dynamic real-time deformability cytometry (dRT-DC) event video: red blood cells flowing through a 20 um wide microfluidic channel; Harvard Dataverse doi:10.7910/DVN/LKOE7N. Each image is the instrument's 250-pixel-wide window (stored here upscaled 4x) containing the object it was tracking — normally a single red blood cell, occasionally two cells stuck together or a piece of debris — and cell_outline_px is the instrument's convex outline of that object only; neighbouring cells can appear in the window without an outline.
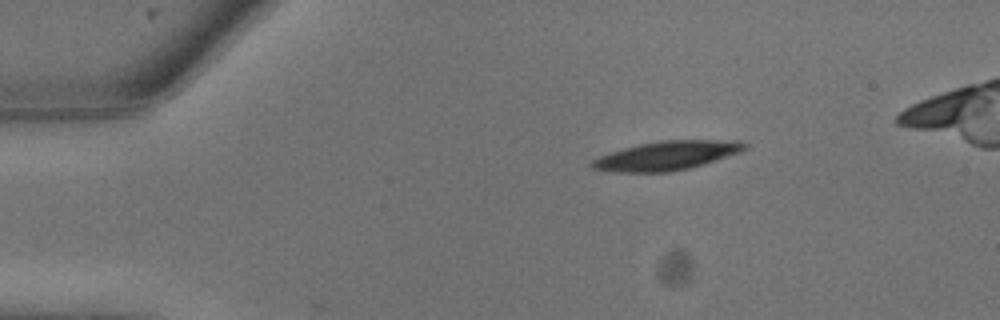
{"species": "common noctule bat (a hibernating species)", "species_latin": "Nyctalus noctula", "temperature_condition": "warm", "stored_images_in_passage": 7, "camera_frame_rate_fps": 3000, "um_per_image_px": 0.085, "animal": {"sex": "male", "body_mass_g": 13.3}, "frame": {"image": 1, "passage_image": 1, "time_ms": 0.0, "image_size_px": [1000, 320], "cell_outline_px": [[748, 148], [740, 152], [704, 164], [688, 168], [668, 172], [616, 172], [592, 168], [588, 164], [592, 160], [600, 156], [624, 148], [640, 144], [660, 140], [744, 140], [748, 144]], "centroid_in_image_um": [56.72, 13.22], "position_along_channel_um": 28.3, "area_um2": 25.78}}